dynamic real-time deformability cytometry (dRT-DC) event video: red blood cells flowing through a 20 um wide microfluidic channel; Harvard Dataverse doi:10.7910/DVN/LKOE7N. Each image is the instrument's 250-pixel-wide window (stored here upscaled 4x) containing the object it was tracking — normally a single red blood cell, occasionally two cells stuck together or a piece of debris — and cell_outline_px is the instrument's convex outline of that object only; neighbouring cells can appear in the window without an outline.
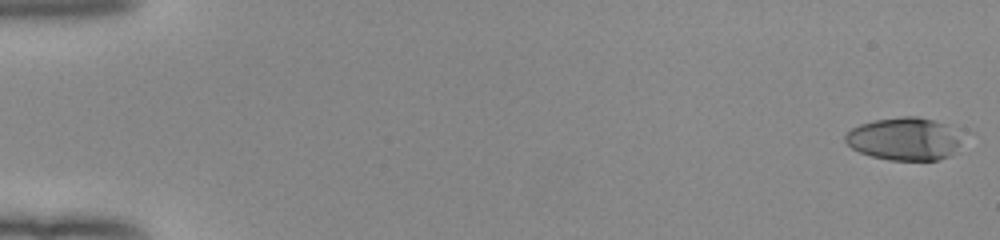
{"species": "human", "species_latin": "Homo sapiens", "temperature_condition": "room temperature", "stored_images_in_passage": 53, "camera_frame_rate_fps": 3000, "um_per_image_px": 0.085, "donor": {"sex": "female"}, "frame": {"image": 1, "passage_image": 1, "time_ms": 0.0, "image_size_px": [1000, 240], "cell_outline_px": [[956, 144], [952, 152], [948, 156], [940, 160], [888, 160], [872, 156], [860, 152], [852, 148], [844, 140], [844, 136], [852, 128], [860, 124], [876, 120], [900, 116], [916, 116], [932, 120], [944, 124], [956, 140]], "centroid_in_image_um": [76.71, 11.81], "position_along_channel_um": 8.3, "area_um2": 28.03}}
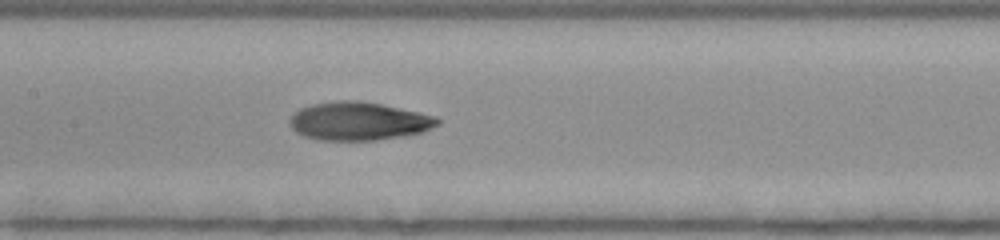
{"frame": {"image": 2, "passage_image": 27, "time_ms": 8.667, "image_size_px": [1000, 240], "cell_outline_px": [[440, 124], [424, 132], [404, 136], [376, 140], [320, 140], [304, 136], [296, 132], [288, 124], [288, 120], [300, 108], [312, 104], [336, 100], [356, 100], [380, 104], [436, 116], [440, 120]], "centroid_in_image_um": [30.48, 10.3], "position_along_channel_um": 176.9, "area_um2": 33.0}}
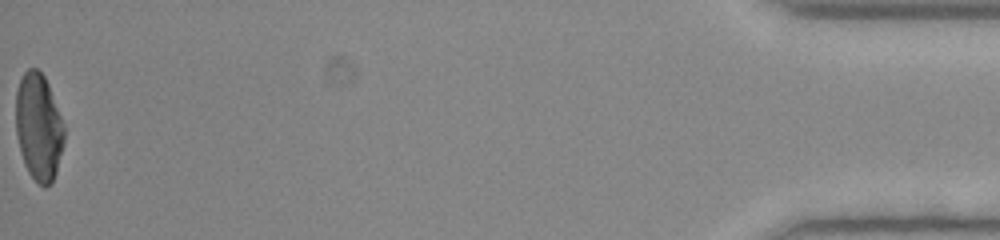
{"frame": {"image": 3, "passage_image": 53, "time_ms": 17.333, "image_size_px": [1000, 240], "cell_outline_px": [[64, 140], [56, 172], [52, 184], [44, 188], [28, 172], [24, 164], [20, 152], [16, 132], [16, 92], [20, 80], [24, 72], [28, 68], [36, 68], [44, 76], [48, 84], [64, 124]], "centroid_in_image_um": [3.28, 10.8], "position_along_channel_um": 431.9, "area_um2": 30.11}, "authors_computed_cell_mechanics": {"area_um2": 31.7322, "velocity_mm_per_s": 4.0048, "shape_relaxation_time_tau1_ms": 6.7475, "shape_relaxation_time_tau2_ms": 1.069, "deformation_change_tau1": 0.2606, "deformation_change_tau2": 0.0643}}